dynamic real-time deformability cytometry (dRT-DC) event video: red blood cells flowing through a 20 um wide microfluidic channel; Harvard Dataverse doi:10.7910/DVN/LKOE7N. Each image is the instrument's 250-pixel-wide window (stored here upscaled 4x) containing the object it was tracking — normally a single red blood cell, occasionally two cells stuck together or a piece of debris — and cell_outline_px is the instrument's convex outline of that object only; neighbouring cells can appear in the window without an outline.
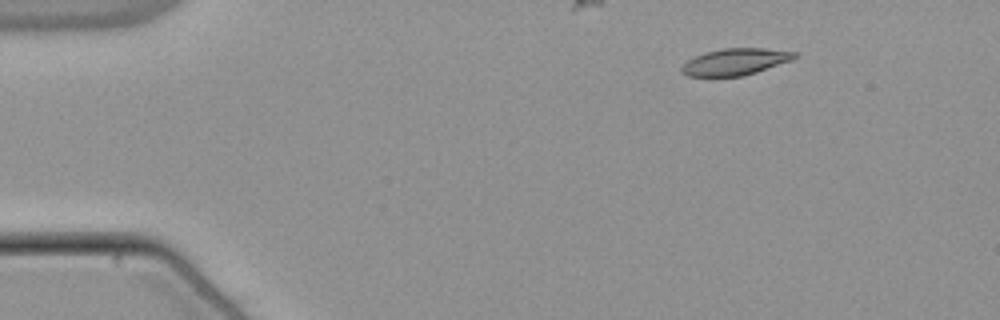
{"species": "common noctule bat (a hibernating species)", "species_latin": "Nyctalus noctula", "temperature_condition": "warm", "stored_images_in_passage": 11, "camera_frame_rate_fps": 3000, "um_per_image_px": 0.085, "animal": {"sex": "male", "body_mass_g": 21.5, "forearm_length_mm": 52.0}, "frame": {"image": 1, "passage_image": 1, "time_ms": 0.0, "image_size_px": [1000, 320], "cell_outline_px": [[796, 56], [792, 60], [744, 76], [688, 76], [680, 72], [680, 68], [688, 60], [704, 52], [724, 48], [764, 48], [796, 52]], "centroid_in_image_um": [62.48, 5.25], "position_along_channel_um": 22.5, "area_um2": 17.46}}